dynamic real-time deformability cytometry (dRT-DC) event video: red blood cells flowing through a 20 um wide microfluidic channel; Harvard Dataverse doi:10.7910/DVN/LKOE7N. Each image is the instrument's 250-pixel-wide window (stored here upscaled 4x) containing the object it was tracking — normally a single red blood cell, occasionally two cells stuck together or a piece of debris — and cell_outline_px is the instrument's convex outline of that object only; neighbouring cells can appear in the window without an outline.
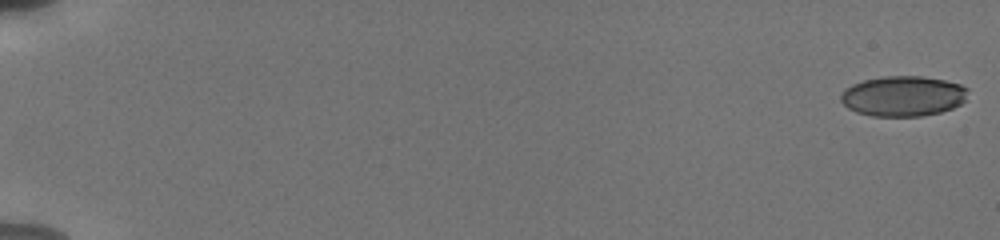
{"species": "human", "species_latin": "Homo sapiens", "temperature_condition": "cold", "stored_images_in_passage": 56, "camera_frame_rate_fps": 3000, "um_per_image_px": 0.085, "donor": {"sex": "male"}, "frame": {"image": 1, "passage_image": 1, "time_ms": 0.0, "image_size_px": [1000, 240], "cell_outline_px": [[968, 88], [964, 100], [960, 104], [952, 108], [940, 112], [920, 116], [872, 116], [856, 112], [848, 108], [840, 100], [840, 96], [844, 88], [852, 84], [864, 80], [884, 76], [920, 76], [944, 80], [960, 84]], "centroid_in_image_um": [76.73, 8.17], "position_along_channel_um": 8.3, "area_um2": 29.82}}
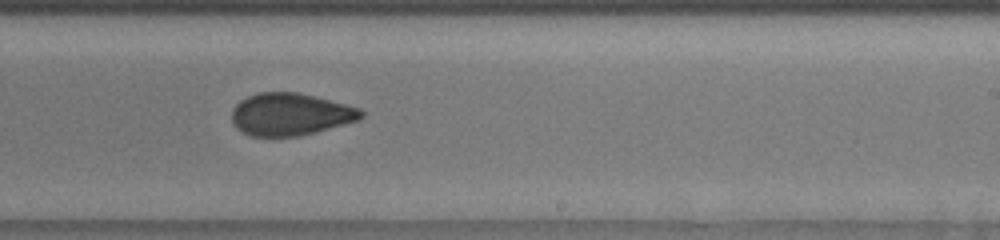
{"frame": {"image": 2, "passage_image": 37, "time_ms": 12.0, "image_size_px": [1000, 240], "cell_outline_px": [[364, 116], [360, 120], [316, 132], [300, 136], [248, 136], [236, 128], [232, 120], [232, 108], [240, 100], [248, 96], [260, 92], [296, 92], [360, 108], [364, 112]], "centroid_in_image_um": [24.67, 9.73], "position_along_channel_um": 264.3, "area_um2": 31.91}}
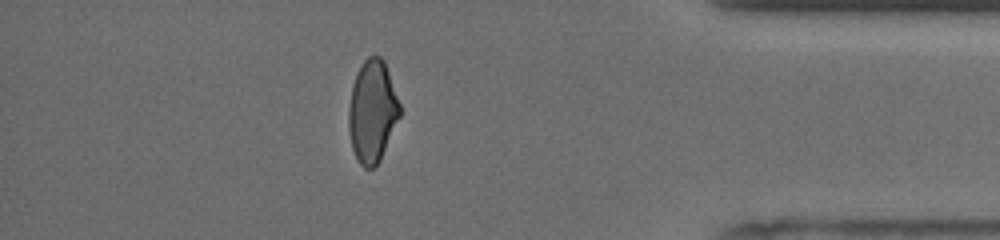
{"frame": {"image": 3, "passage_image": 50, "time_ms": 16.333, "image_size_px": [1000, 240], "cell_outline_px": [[400, 116], [380, 160], [372, 168], [364, 168], [356, 160], [352, 148], [348, 128], [348, 108], [352, 84], [356, 72], [364, 60], [368, 56], [380, 56], [384, 60], [400, 104]], "centroid_in_image_um": [31.62, 9.46], "position_along_channel_um": 403.6, "area_um2": 30.52}, "authors_computed_cell_mechanics": {"area_um2": 31.6744, "velocity_mm_per_s": 3.8229, "shape_relaxation_time_tau1_ms": 6.2019, "shape_relaxation_time_tau2_ms": 1.7265, "deformation_change_tau1": 0.1456, "deformation_change_tau2": 0.0767}}